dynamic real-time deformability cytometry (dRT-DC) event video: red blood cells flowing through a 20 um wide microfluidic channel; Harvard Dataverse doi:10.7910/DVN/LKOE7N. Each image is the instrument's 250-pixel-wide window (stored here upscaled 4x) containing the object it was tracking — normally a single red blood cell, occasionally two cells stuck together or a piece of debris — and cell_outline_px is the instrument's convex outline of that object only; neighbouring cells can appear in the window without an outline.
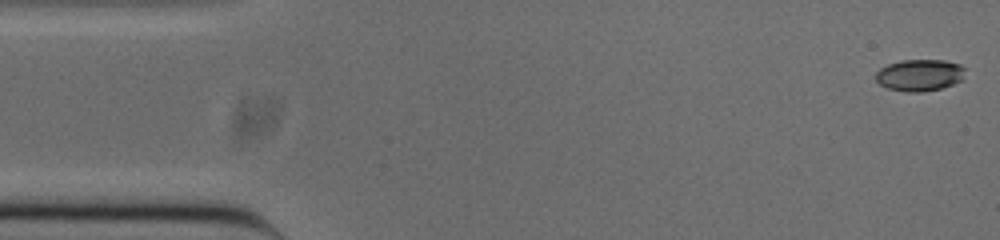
{"species": "common noctule bat (a hibernating species)", "species_latin": "Nyctalus noctula", "temperature_condition": "cold", "stored_images_in_passage": 52, "camera_frame_rate_fps": 3000, "um_per_image_px": 0.085, "animal": {"sex": "male", "body_mass_g": 20.0, "forearm_length_mm": 53.3}, "frame": {"image": 1, "passage_image": 1, "time_ms": 0.0, "image_size_px": [1000, 240], "cell_outline_px": [[964, 80], [940, 88], [920, 92], [904, 92], [888, 88], [880, 84], [876, 80], [876, 72], [880, 68], [888, 64], [900, 60], [944, 60], [960, 64], [964, 68]], "centroid_in_image_um": [78.17, 6.38], "position_along_channel_um": 6.8, "area_um2": 16.59}}
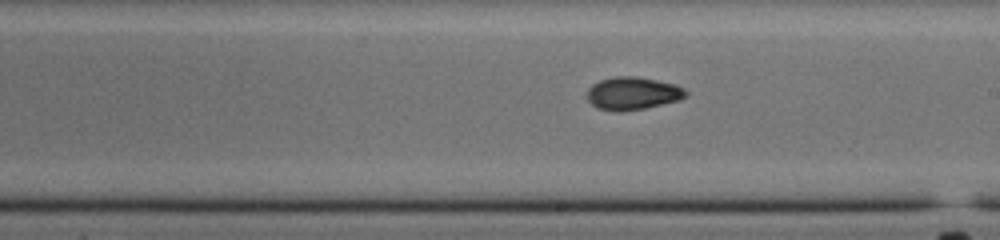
{"frame": {"image": 2, "passage_image": 28, "time_ms": 9.0, "image_size_px": [1000, 240], "cell_outline_px": [[688, 96], [680, 100], [644, 108], [620, 112], [596, 108], [588, 100], [588, 88], [592, 84], [600, 80], [616, 76], [636, 76], [676, 84], [684, 88], [688, 92]], "centroid_in_image_um": [53.8, 7.93], "position_along_channel_um": 235.2, "area_um2": 18.96}}
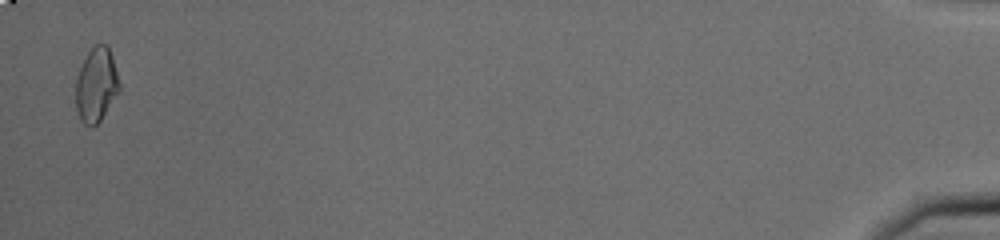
{"frame": {"image": 3, "passage_image": 51, "time_ms": 16.667, "image_size_px": [1000, 240], "cell_outline_px": [[120, 92], [100, 120], [92, 128], [84, 124], [80, 120], [76, 108], [76, 80], [80, 68], [88, 52], [96, 44], [104, 44], [108, 48], [112, 56], [120, 84]], "centroid_in_image_um": [8.19, 7.25], "position_along_channel_um": 427.0, "area_um2": 18.79}, "authors_computed_cell_mechanics": {"area_um2": 18.0625, "velocity_mm_per_s": 3.862, "shape_relaxation_time_tau1_ms": 6.365, "shape_relaxation_time_tau2_ms": 4.0047, "deformation_change_tau1": 0.1554, "deformation_change_tau2": 0.0743}}